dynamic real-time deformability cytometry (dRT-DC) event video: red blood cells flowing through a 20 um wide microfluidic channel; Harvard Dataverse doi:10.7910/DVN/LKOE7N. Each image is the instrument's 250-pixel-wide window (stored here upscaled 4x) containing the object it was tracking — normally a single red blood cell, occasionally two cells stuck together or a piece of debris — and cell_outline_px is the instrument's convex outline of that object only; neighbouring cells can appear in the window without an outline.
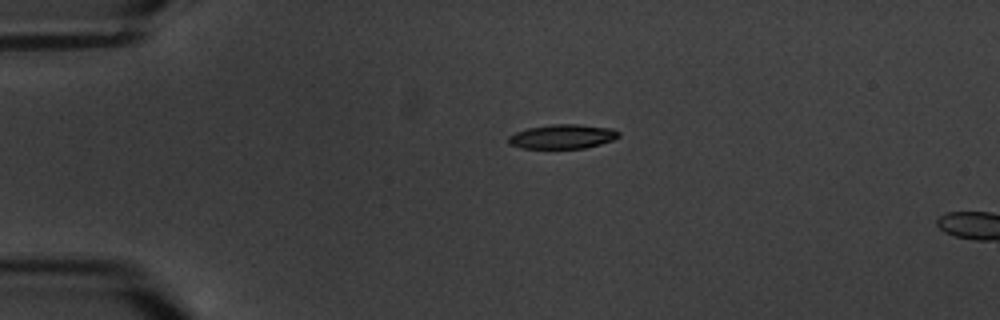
{"species": "common noctule bat (a hibernating species)", "species_latin": "Nyctalus noctula", "temperature_condition": "warm", "stored_images_in_passage": 2, "camera_frame_rate_fps": 3000, "um_per_image_px": 0.085, "animal": {"sex": "male", "body_mass_g": 20.1, "forearm_length_mm": 53.5}, "frame": {"image": 1, "passage_image": 1, "time_ms": 0.0, "image_size_px": [1000, 320], "cell_outline_px": [[620, 136], [612, 140], [600, 144], [584, 148], [520, 148], [508, 144], [508, 136], [516, 132], [528, 128], [552, 124], [576, 124], [612, 128], [620, 132]], "centroid_in_image_um": [47.8, 11.6], "position_along_channel_um": 37.2, "area_um2": 15.61}}